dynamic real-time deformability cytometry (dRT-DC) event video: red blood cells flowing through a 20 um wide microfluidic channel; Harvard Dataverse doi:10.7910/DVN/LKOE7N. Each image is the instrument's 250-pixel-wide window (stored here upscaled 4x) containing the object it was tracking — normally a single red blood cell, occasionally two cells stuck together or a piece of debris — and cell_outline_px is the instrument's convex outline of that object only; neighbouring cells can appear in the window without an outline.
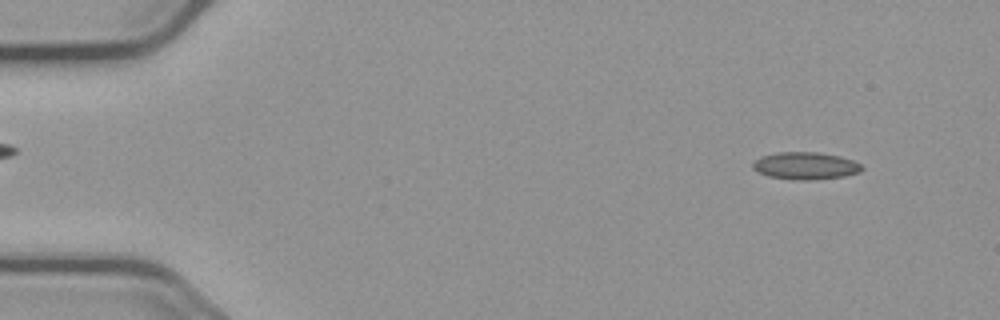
{"species": "common noctule bat (a hibernating species)", "species_latin": "Nyctalus noctula", "temperature_condition": "cold", "stored_images_in_passage": 16, "camera_frame_rate_fps": 3000, "um_per_image_px": 0.085, "animal": {"sex": "male", "body_mass_g": 23.1, "forearm_length_mm": 52.7}, "frame": {"image": 1, "passage_image": 5, "time_ms": 1.333, "image_size_px": [1000, 320], "cell_outline_px": [[864, 168], [860, 172], [844, 176], [816, 180], [800, 180], [768, 176], [752, 168], [752, 164], [760, 156], [776, 152], [820, 152], [840, 156], [852, 160], [860, 164]], "centroid_in_image_um": [68.48, 14.08], "position_along_channel_um": 16.5, "area_um2": 17.4}}